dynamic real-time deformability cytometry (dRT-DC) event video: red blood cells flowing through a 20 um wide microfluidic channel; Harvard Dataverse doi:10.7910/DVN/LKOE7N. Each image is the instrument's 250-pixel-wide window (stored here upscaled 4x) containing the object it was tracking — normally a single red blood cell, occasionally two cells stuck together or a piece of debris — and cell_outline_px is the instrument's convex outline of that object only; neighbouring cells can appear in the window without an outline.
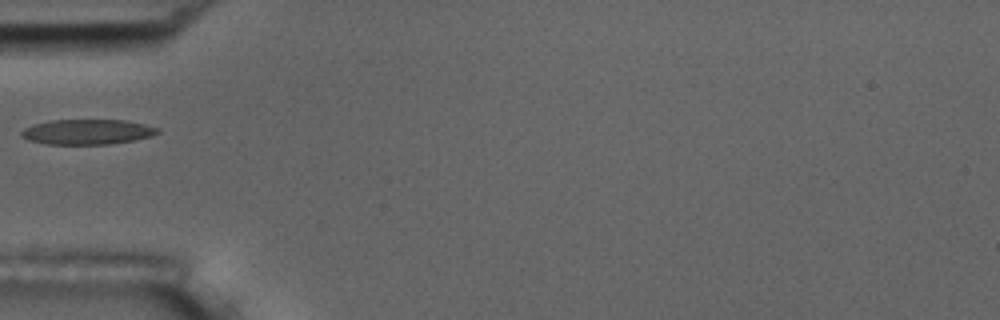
{"species": "common noctule bat (a hibernating species)", "species_latin": "Nyctalus noctula", "temperature_condition": "room temperature", "stored_images_in_passage": 1, "camera_frame_rate_fps": 3000, "um_per_image_px": 0.085, "animal": {"sex": "male", "body_mass_g": 17.5, "forearm_length_mm": 52.3}, "frame": {"image": 1, "passage_image": 1, "time_ms": 0.0, "image_size_px": [1000, 320], "cell_outline_px": [[160, 132], [152, 136], [132, 140], [108, 144], [48, 144], [28, 140], [20, 136], [20, 132], [24, 128], [32, 124], [52, 120], [128, 120], [160, 128]], "centroid_in_image_um": [7.41, 11.2], "position_along_channel_um": 77.6, "area_um2": 20.0}}